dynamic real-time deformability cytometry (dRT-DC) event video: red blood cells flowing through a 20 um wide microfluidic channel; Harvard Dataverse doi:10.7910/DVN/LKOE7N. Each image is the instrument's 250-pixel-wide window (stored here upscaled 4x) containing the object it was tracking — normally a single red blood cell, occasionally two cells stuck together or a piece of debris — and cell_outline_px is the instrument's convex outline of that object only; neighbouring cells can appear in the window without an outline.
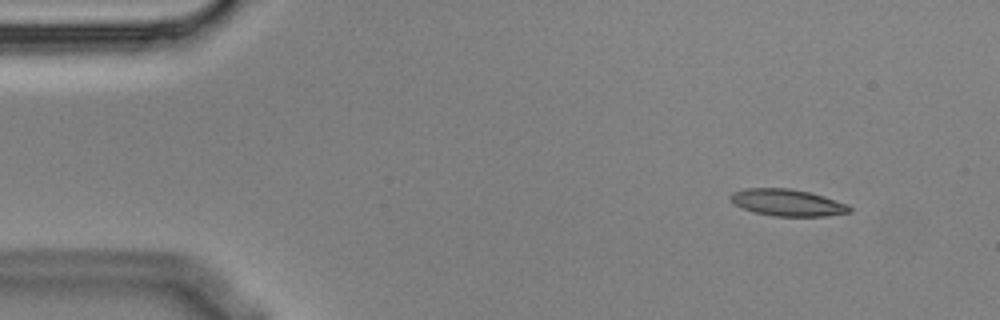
{"species": "Egyptian fruit bat (a non-hibernating species)", "species_latin": "Rousettus aegyptiacus", "temperature_condition": "cold", "stored_images_in_passage": 4, "camera_frame_rate_fps": 3000, "um_per_image_px": 0.085, "animal": {"sex": "male"}, "frame": {"image": 1, "passage_image": 1, "time_ms": 0.0, "image_size_px": [1000, 320], "cell_outline_px": [[852, 212], [824, 216], [772, 216], [756, 212], [744, 208], [736, 204], [728, 196], [732, 192], [744, 188], [788, 188], [812, 192], [848, 204], [852, 208]], "centroid_in_image_um": [66.97, 17.21], "position_along_channel_um": 18.0, "area_um2": 18.61}}
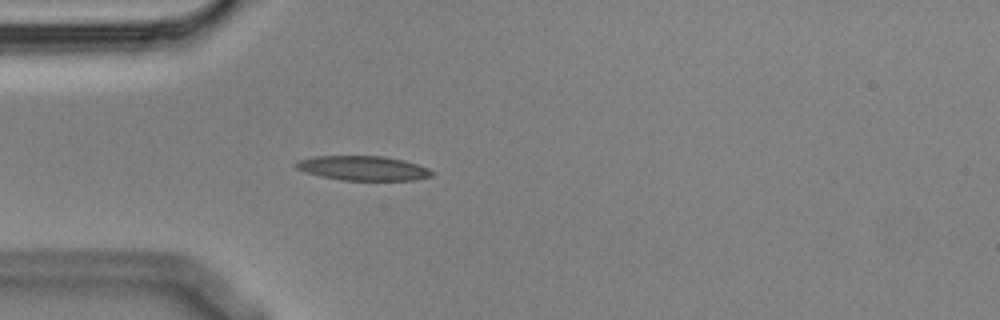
{"frame": {"image": 2, "passage_image": 4, "time_ms": 1.0, "image_size_px": [1000, 320], "cell_outline_px": [[436, 172], [432, 176], [416, 180], [340, 180], [320, 176], [304, 172], [296, 168], [292, 164], [296, 160], [316, 156], [384, 156], [404, 160], [428, 168]], "centroid_in_image_um": [30.84, 14.29], "position_along_channel_um": 54.2, "area_um2": 19.65}}